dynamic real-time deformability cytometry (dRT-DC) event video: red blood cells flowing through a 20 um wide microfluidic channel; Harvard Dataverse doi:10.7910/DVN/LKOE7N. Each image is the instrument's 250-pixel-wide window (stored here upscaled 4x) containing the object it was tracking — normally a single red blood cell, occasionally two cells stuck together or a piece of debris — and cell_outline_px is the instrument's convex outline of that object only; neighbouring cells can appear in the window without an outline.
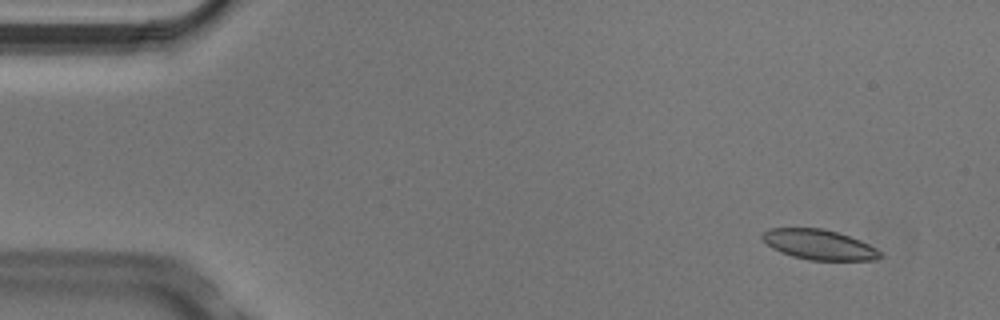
{"species": "Egyptian fruit bat (a non-hibernating species)", "species_latin": "Rousettus aegyptiacus", "temperature_condition": "cold", "stored_images_in_passage": 5, "camera_frame_rate_fps": 3000, "um_per_image_px": 0.085, "animal": {"sex": "male"}, "frame": {"image": 1, "passage_image": 2, "time_ms": 0.333, "image_size_px": [1000, 320], "cell_outline_px": [[884, 256], [876, 260], [808, 260], [792, 256], [780, 252], [772, 248], [760, 236], [768, 228], [820, 228], [836, 232], [860, 240], [876, 248]], "centroid_in_image_um": [69.62, 20.8], "position_along_channel_um": 15.4, "area_um2": 20.58}}